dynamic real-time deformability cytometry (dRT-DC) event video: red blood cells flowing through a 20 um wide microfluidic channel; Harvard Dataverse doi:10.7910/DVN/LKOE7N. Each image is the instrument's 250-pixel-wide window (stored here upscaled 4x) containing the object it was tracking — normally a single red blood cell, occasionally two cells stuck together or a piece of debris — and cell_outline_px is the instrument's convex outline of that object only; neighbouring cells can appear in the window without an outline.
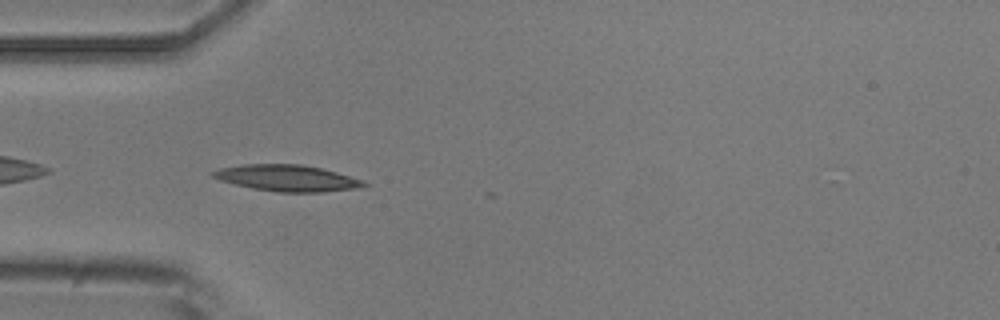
{"species": "common noctule bat (a hibernating species)", "species_latin": "Nyctalus noctula", "temperature_condition": "room temperature", "stored_images_in_passage": 5, "camera_frame_rate_fps": 3000, "um_per_image_px": 0.085, "animal": {"sex": "male", "body_mass_g": 20.5, "forearm_length_mm": 52.5}, "frame": {"image": 1, "passage_image": 4, "time_ms": 4.333, "image_size_px": [1000, 320], "cell_outline_px": [[372, 184], [360, 188], [324, 192], [276, 192], [252, 188], [220, 180], [212, 176], [208, 172], [220, 168], [240, 164], [300, 164], [320, 168], [336, 172], [364, 180]], "centroid_in_image_um": [24.43, 15.14], "position_along_channel_um": 60.6, "area_um2": 23.35}}